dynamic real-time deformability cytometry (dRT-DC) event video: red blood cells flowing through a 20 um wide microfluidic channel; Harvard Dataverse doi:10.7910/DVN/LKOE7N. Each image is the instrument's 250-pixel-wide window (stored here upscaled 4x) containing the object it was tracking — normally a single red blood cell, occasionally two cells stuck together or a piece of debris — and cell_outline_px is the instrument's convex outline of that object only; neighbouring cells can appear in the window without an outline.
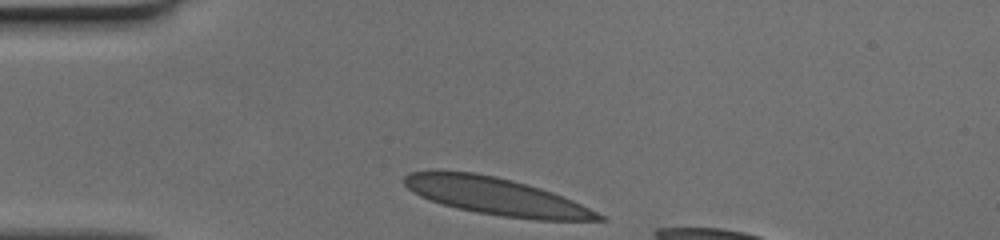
{"species": "human", "species_latin": "Homo sapiens", "temperature_condition": "cold", "stored_images_in_passage": 28, "camera_frame_rate_fps": 3000, "um_per_image_px": 0.085, "donor": {"sex": "female"}, "frame": {"image": 1, "passage_image": 1, "time_ms": 0.0, "image_size_px": [1000, 240], "cell_outline_px": [[608, 220], [536, 220], [504, 216], [476, 212], [456, 208], [420, 196], [412, 192], [404, 184], [404, 176], [408, 172], [436, 168], [472, 172], [496, 176], [512, 180], [540, 188], [552, 192], [572, 200], [604, 216]], "centroid_in_image_um": [42.08, 16.65], "position_along_channel_um": 42.9, "area_um2": 42.31}}
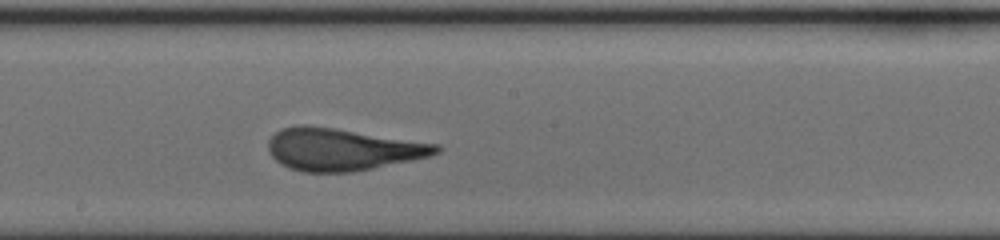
{"frame": {"image": 2, "passage_image": 16, "time_ms": 5.0, "image_size_px": [1000, 240], "cell_outline_px": [[444, 148], [440, 152], [428, 156], [372, 168], [352, 172], [304, 172], [280, 164], [268, 152], [268, 140], [280, 128], [300, 124], [304, 124], [332, 128], [440, 144]], "centroid_in_image_um": [29.07, 12.69], "position_along_channel_um": 219.1, "area_um2": 41.04}}
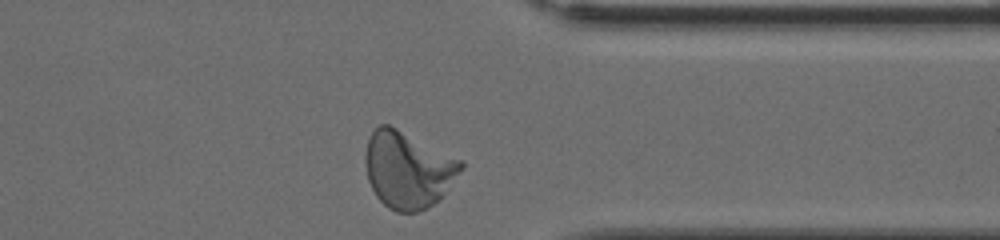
{"frame": {"image": 3, "passage_image": 28, "time_ms": 9.0, "image_size_px": [1000, 240], "cell_outline_px": [[464, 168], [444, 192], [432, 204], [416, 212], [396, 212], [388, 208], [376, 196], [368, 180], [364, 160], [364, 156], [368, 136], [380, 124], [388, 124], [464, 160]], "centroid_in_image_um": [34.65, 14.4], "position_along_channel_um": 376.7, "area_um2": 42.66}}